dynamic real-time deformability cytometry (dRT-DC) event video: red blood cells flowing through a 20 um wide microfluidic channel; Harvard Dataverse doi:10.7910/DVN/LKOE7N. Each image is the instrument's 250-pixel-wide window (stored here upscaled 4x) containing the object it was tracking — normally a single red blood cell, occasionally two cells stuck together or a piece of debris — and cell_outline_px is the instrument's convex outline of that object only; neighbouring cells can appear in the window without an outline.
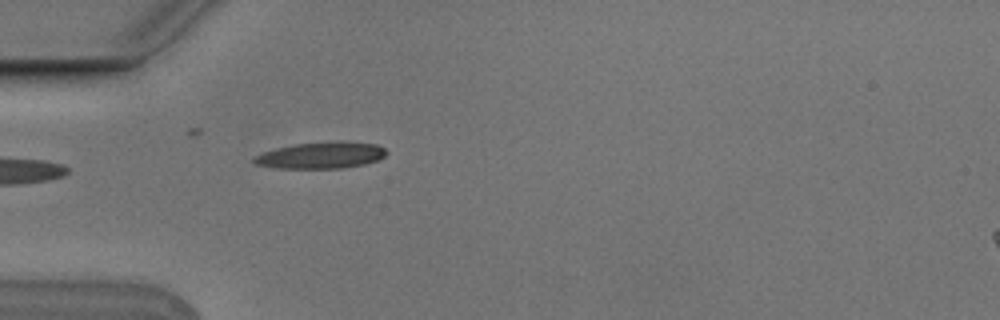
{"species": "Egyptian fruit bat (a non-hibernating species)", "species_latin": "Rousettus aegyptiacus", "temperature_condition": "cold", "stored_images_in_passage": 4, "camera_frame_rate_fps": 3000, "um_per_image_px": 0.085, "animal": {"sex": "male"}, "frame": {"image": 1, "passage_image": 4, "time_ms": 1.0, "image_size_px": [1000, 320], "cell_outline_px": [[388, 152], [384, 156], [376, 160], [364, 164], [340, 168], [276, 168], [256, 164], [252, 160], [256, 156], [264, 152], [276, 148], [296, 144], [336, 140], [340, 140], [376, 144], [384, 148]], "centroid_in_image_um": [27.32, 13.18], "position_along_channel_um": 57.7, "area_um2": 20.4}}